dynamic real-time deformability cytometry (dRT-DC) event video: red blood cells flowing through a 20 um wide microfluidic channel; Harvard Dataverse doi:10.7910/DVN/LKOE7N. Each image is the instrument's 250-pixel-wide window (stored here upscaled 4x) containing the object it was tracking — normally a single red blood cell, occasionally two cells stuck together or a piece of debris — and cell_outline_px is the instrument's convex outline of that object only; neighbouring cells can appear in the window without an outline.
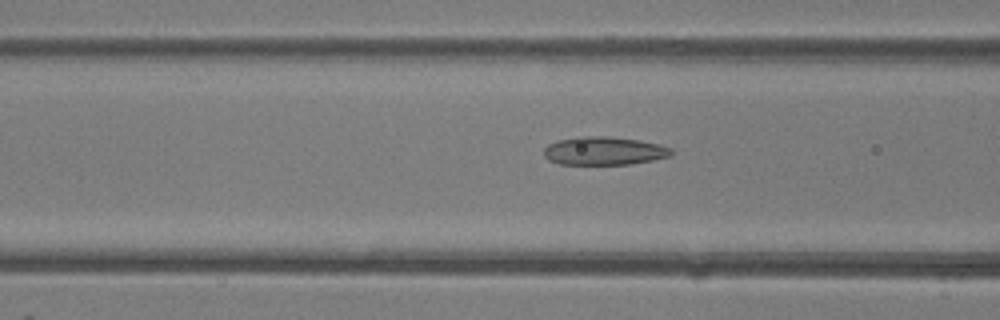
{"species": "common noctule bat (a hibernating species)", "species_latin": "Nyctalus noctula", "temperature_condition": "room temperature", "stored_images_in_passage": 48, "camera_frame_rate_fps": 3000, "um_per_image_px": 0.085, "animal": {"sex": "female"}, "frame": {"image": 1, "passage_image": 19, "time_ms": 6.0, "image_size_px": [1000, 320], "cell_outline_px": [[672, 156], [632, 164], [560, 164], [548, 160], [544, 156], [544, 148], [548, 144], [560, 140], [576, 136], [608, 136], [640, 140], [660, 144], [672, 148]], "centroid_in_image_um": [51.36, 12.82], "position_along_channel_um": 115.2, "area_um2": 21.15}}
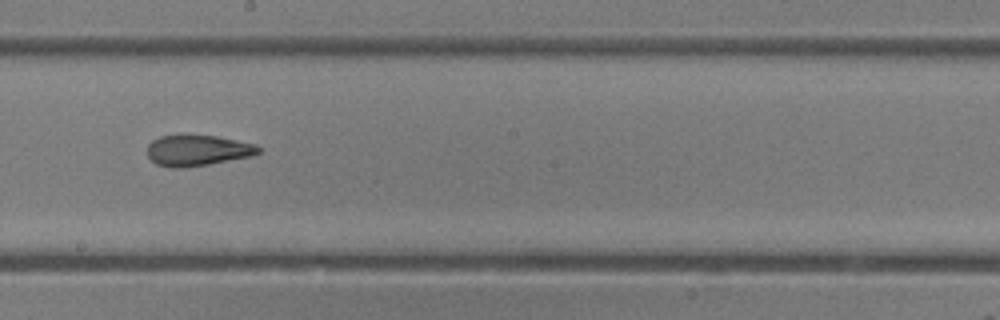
{"frame": {"image": 2, "passage_image": 27, "time_ms": 8.667, "image_size_px": [1000, 320], "cell_outline_px": [[260, 152], [252, 156], [208, 164], [184, 168], [168, 168], [156, 164], [148, 156], [148, 144], [152, 140], [160, 136], [180, 132], [184, 132], [216, 136], [256, 144], [260, 148]], "centroid_in_image_um": [16.74, 12.75], "position_along_channel_um": 231.5, "area_um2": 20.69}}
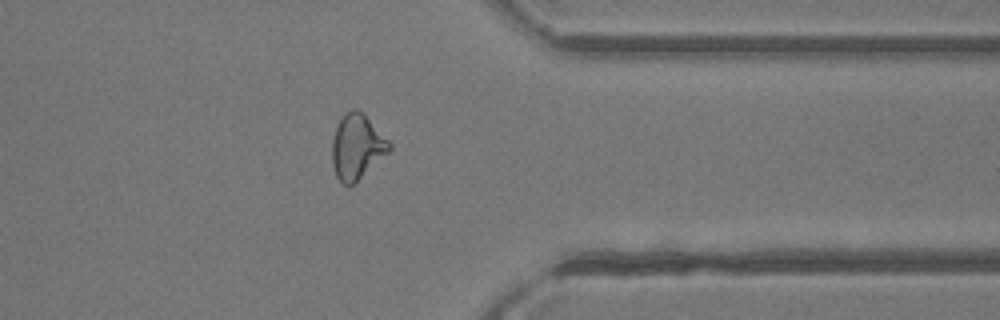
{"frame": {"image": 3, "passage_image": 38, "time_ms": 12.333, "image_size_px": [1000, 320], "cell_outline_px": [[392, 148], [388, 152], [348, 188], [340, 184], [336, 176], [332, 164], [332, 140], [336, 128], [344, 112], [352, 108], [356, 108], [364, 112], [392, 144]], "centroid_in_image_um": [30.32, 12.45], "position_along_channel_um": 381.1, "area_um2": 21.79}, "authors_computed_cell_mechanics": {"area_um2": 21.7617, "velocity_mm_per_s": 4.3441, "shape_relaxation_time_tau1_ms": 11.3214, "shape_relaxation_time_tau2_ms": 1.8097, "deformation_change_tau1": 0.3165, "deformation_change_tau2": 0.0891}}